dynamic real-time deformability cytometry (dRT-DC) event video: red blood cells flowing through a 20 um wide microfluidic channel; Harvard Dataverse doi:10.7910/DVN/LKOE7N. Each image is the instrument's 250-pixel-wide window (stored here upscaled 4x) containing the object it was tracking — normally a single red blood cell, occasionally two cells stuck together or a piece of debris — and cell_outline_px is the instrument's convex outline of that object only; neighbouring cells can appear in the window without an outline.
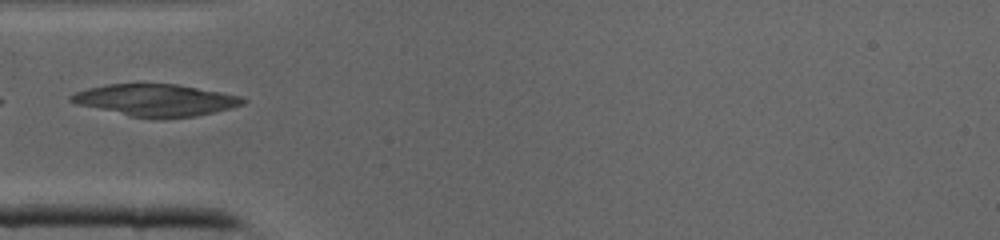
{"species": "common noctule bat (a hibernating species)", "species_latin": "Nyctalus noctula", "temperature_condition": "cold", "stored_images_in_passage": 13, "camera_frame_rate_fps": 3000, "um_per_image_px": 0.085, "animal": {"sex": "male", "body_mass_g": 19.0, "forearm_length_mm": 50.8}, "frame": {"image": 1, "passage_image": 1, "time_ms": 0.0, "image_size_px": [1000, 240], "cell_outline_px": [[248, 100], [244, 104], [232, 108], [196, 116], [164, 120], [156, 120], [128, 116], [76, 104], [68, 100], [68, 96], [76, 92], [88, 88], [108, 84], [176, 84], [220, 92], [240, 96]], "centroid_in_image_um": [13.23, 8.54], "position_along_channel_um": 71.8, "area_um2": 32.43}}